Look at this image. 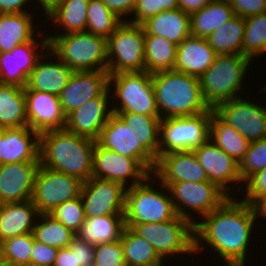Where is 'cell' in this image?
Here are the masks:
<instances>
[{
	"label": "cell",
	"instance_id": "91938a15",
	"mask_svg": "<svg viewBox=\"0 0 266 266\" xmlns=\"http://www.w3.org/2000/svg\"><path fill=\"white\" fill-rule=\"evenodd\" d=\"M0 266H20V265H16L10 261H7V260H0Z\"/></svg>",
	"mask_w": 266,
	"mask_h": 266
},
{
	"label": "cell",
	"instance_id": "b9f144b4",
	"mask_svg": "<svg viewBox=\"0 0 266 266\" xmlns=\"http://www.w3.org/2000/svg\"><path fill=\"white\" fill-rule=\"evenodd\" d=\"M34 237L32 232L3 241V259L20 266H30Z\"/></svg>",
	"mask_w": 266,
	"mask_h": 266
},
{
	"label": "cell",
	"instance_id": "ac0fdd59",
	"mask_svg": "<svg viewBox=\"0 0 266 266\" xmlns=\"http://www.w3.org/2000/svg\"><path fill=\"white\" fill-rule=\"evenodd\" d=\"M108 88L107 71H74L58 95L64 114L67 116L88 100L102 95Z\"/></svg>",
	"mask_w": 266,
	"mask_h": 266
},
{
	"label": "cell",
	"instance_id": "f1b7e54d",
	"mask_svg": "<svg viewBox=\"0 0 266 266\" xmlns=\"http://www.w3.org/2000/svg\"><path fill=\"white\" fill-rule=\"evenodd\" d=\"M32 19L30 12L0 14V53L11 52L16 46L35 39Z\"/></svg>",
	"mask_w": 266,
	"mask_h": 266
},
{
	"label": "cell",
	"instance_id": "9f6ffc18",
	"mask_svg": "<svg viewBox=\"0 0 266 266\" xmlns=\"http://www.w3.org/2000/svg\"><path fill=\"white\" fill-rule=\"evenodd\" d=\"M37 3H40L41 8L43 9L45 15H49L51 11L62 1V0H37Z\"/></svg>",
	"mask_w": 266,
	"mask_h": 266
},
{
	"label": "cell",
	"instance_id": "74e56055",
	"mask_svg": "<svg viewBox=\"0 0 266 266\" xmlns=\"http://www.w3.org/2000/svg\"><path fill=\"white\" fill-rule=\"evenodd\" d=\"M177 45L166 38L145 35V71L153 74L173 70Z\"/></svg>",
	"mask_w": 266,
	"mask_h": 266
},
{
	"label": "cell",
	"instance_id": "6f0895ef",
	"mask_svg": "<svg viewBox=\"0 0 266 266\" xmlns=\"http://www.w3.org/2000/svg\"><path fill=\"white\" fill-rule=\"evenodd\" d=\"M178 8V0H159V13L165 10H173Z\"/></svg>",
	"mask_w": 266,
	"mask_h": 266
},
{
	"label": "cell",
	"instance_id": "d4e9b609",
	"mask_svg": "<svg viewBox=\"0 0 266 266\" xmlns=\"http://www.w3.org/2000/svg\"><path fill=\"white\" fill-rule=\"evenodd\" d=\"M216 56L207 38L190 35L177 45L173 70L200 78L213 64Z\"/></svg>",
	"mask_w": 266,
	"mask_h": 266
},
{
	"label": "cell",
	"instance_id": "7dc6e473",
	"mask_svg": "<svg viewBox=\"0 0 266 266\" xmlns=\"http://www.w3.org/2000/svg\"><path fill=\"white\" fill-rule=\"evenodd\" d=\"M58 248L48 246L34 239L30 266H53Z\"/></svg>",
	"mask_w": 266,
	"mask_h": 266
},
{
	"label": "cell",
	"instance_id": "bcb514c9",
	"mask_svg": "<svg viewBox=\"0 0 266 266\" xmlns=\"http://www.w3.org/2000/svg\"><path fill=\"white\" fill-rule=\"evenodd\" d=\"M246 193L242 201L254 205L266 195V168L252 174L245 182Z\"/></svg>",
	"mask_w": 266,
	"mask_h": 266
},
{
	"label": "cell",
	"instance_id": "4316f807",
	"mask_svg": "<svg viewBox=\"0 0 266 266\" xmlns=\"http://www.w3.org/2000/svg\"><path fill=\"white\" fill-rule=\"evenodd\" d=\"M39 215L32 200L0 204V239L31 233Z\"/></svg>",
	"mask_w": 266,
	"mask_h": 266
},
{
	"label": "cell",
	"instance_id": "83f0119b",
	"mask_svg": "<svg viewBox=\"0 0 266 266\" xmlns=\"http://www.w3.org/2000/svg\"><path fill=\"white\" fill-rule=\"evenodd\" d=\"M145 35L166 38L179 45L190 36V15L181 9L165 10L141 24Z\"/></svg>",
	"mask_w": 266,
	"mask_h": 266
},
{
	"label": "cell",
	"instance_id": "f907efd6",
	"mask_svg": "<svg viewBox=\"0 0 266 266\" xmlns=\"http://www.w3.org/2000/svg\"><path fill=\"white\" fill-rule=\"evenodd\" d=\"M53 266H80L77 258V235L68 247L58 249Z\"/></svg>",
	"mask_w": 266,
	"mask_h": 266
},
{
	"label": "cell",
	"instance_id": "44dd1931",
	"mask_svg": "<svg viewBox=\"0 0 266 266\" xmlns=\"http://www.w3.org/2000/svg\"><path fill=\"white\" fill-rule=\"evenodd\" d=\"M192 151L205 170L208 181L215 183L230 197L231 187L228 184L242 182L239 163L210 140Z\"/></svg>",
	"mask_w": 266,
	"mask_h": 266
},
{
	"label": "cell",
	"instance_id": "f5cc1de1",
	"mask_svg": "<svg viewBox=\"0 0 266 266\" xmlns=\"http://www.w3.org/2000/svg\"><path fill=\"white\" fill-rule=\"evenodd\" d=\"M94 247L77 236V258L80 266L94 265Z\"/></svg>",
	"mask_w": 266,
	"mask_h": 266
},
{
	"label": "cell",
	"instance_id": "816d5d0a",
	"mask_svg": "<svg viewBox=\"0 0 266 266\" xmlns=\"http://www.w3.org/2000/svg\"><path fill=\"white\" fill-rule=\"evenodd\" d=\"M111 11H113L122 21L125 15L131 16L136 0H101Z\"/></svg>",
	"mask_w": 266,
	"mask_h": 266
},
{
	"label": "cell",
	"instance_id": "11a10c76",
	"mask_svg": "<svg viewBox=\"0 0 266 266\" xmlns=\"http://www.w3.org/2000/svg\"><path fill=\"white\" fill-rule=\"evenodd\" d=\"M179 9L191 15L203 7H205L211 0H178Z\"/></svg>",
	"mask_w": 266,
	"mask_h": 266
},
{
	"label": "cell",
	"instance_id": "d6986e66",
	"mask_svg": "<svg viewBox=\"0 0 266 266\" xmlns=\"http://www.w3.org/2000/svg\"><path fill=\"white\" fill-rule=\"evenodd\" d=\"M110 90V91H109ZM111 89L102 95L88 100L66 116L65 129L75 135L97 140L102 128L107 123L112 109L109 107Z\"/></svg>",
	"mask_w": 266,
	"mask_h": 266
},
{
	"label": "cell",
	"instance_id": "e575fe53",
	"mask_svg": "<svg viewBox=\"0 0 266 266\" xmlns=\"http://www.w3.org/2000/svg\"><path fill=\"white\" fill-rule=\"evenodd\" d=\"M126 266H164L153 246L130 228L124 227L120 236Z\"/></svg>",
	"mask_w": 266,
	"mask_h": 266
},
{
	"label": "cell",
	"instance_id": "5b68a950",
	"mask_svg": "<svg viewBox=\"0 0 266 266\" xmlns=\"http://www.w3.org/2000/svg\"><path fill=\"white\" fill-rule=\"evenodd\" d=\"M249 58L238 54H218L213 64L199 78L201 94L210 109L240 97L249 65Z\"/></svg>",
	"mask_w": 266,
	"mask_h": 266
},
{
	"label": "cell",
	"instance_id": "8d00e7d4",
	"mask_svg": "<svg viewBox=\"0 0 266 266\" xmlns=\"http://www.w3.org/2000/svg\"><path fill=\"white\" fill-rule=\"evenodd\" d=\"M89 0H62L49 15L51 22L57 23L64 34L84 32L87 26V8Z\"/></svg>",
	"mask_w": 266,
	"mask_h": 266
},
{
	"label": "cell",
	"instance_id": "ffe728a7",
	"mask_svg": "<svg viewBox=\"0 0 266 266\" xmlns=\"http://www.w3.org/2000/svg\"><path fill=\"white\" fill-rule=\"evenodd\" d=\"M153 174L167 188L174 182L208 181L193 151H173L160 155Z\"/></svg>",
	"mask_w": 266,
	"mask_h": 266
},
{
	"label": "cell",
	"instance_id": "9a60e30c",
	"mask_svg": "<svg viewBox=\"0 0 266 266\" xmlns=\"http://www.w3.org/2000/svg\"><path fill=\"white\" fill-rule=\"evenodd\" d=\"M237 97L219 104L214 111L250 143L266 138L263 106Z\"/></svg>",
	"mask_w": 266,
	"mask_h": 266
},
{
	"label": "cell",
	"instance_id": "f546056e",
	"mask_svg": "<svg viewBox=\"0 0 266 266\" xmlns=\"http://www.w3.org/2000/svg\"><path fill=\"white\" fill-rule=\"evenodd\" d=\"M235 15L228 0H211L205 7L190 15V35L208 38Z\"/></svg>",
	"mask_w": 266,
	"mask_h": 266
},
{
	"label": "cell",
	"instance_id": "5bb4252c",
	"mask_svg": "<svg viewBox=\"0 0 266 266\" xmlns=\"http://www.w3.org/2000/svg\"><path fill=\"white\" fill-rule=\"evenodd\" d=\"M125 193L126 188L118 182L91 177L81 190L85 217L124 215Z\"/></svg>",
	"mask_w": 266,
	"mask_h": 266
},
{
	"label": "cell",
	"instance_id": "94428289",
	"mask_svg": "<svg viewBox=\"0 0 266 266\" xmlns=\"http://www.w3.org/2000/svg\"><path fill=\"white\" fill-rule=\"evenodd\" d=\"M3 259V241L0 239V260Z\"/></svg>",
	"mask_w": 266,
	"mask_h": 266
},
{
	"label": "cell",
	"instance_id": "e0dca14e",
	"mask_svg": "<svg viewBox=\"0 0 266 266\" xmlns=\"http://www.w3.org/2000/svg\"><path fill=\"white\" fill-rule=\"evenodd\" d=\"M44 36L41 42L34 39L31 42L16 46L11 52L0 53L1 84L26 86L31 70L43 56L41 51L43 52V49L44 51L45 49H49V40L46 35ZM39 47L41 51L38 49Z\"/></svg>",
	"mask_w": 266,
	"mask_h": 266
},
{
	"label": "cell",
	"instance_id": "3957f363",
	"mask_svg": "<svg viewBox=\"0 0 266 266\" xmlns=\"http://www.w3.org/2000/svg\"><path fill=\"white\" fill-rule=\"evenodd\" d=\"M151 80L161 119L195 116L210 110L201 94L199 78L168 70L151 74Z\"/></svg>",
	"mask_w": 266,
	"mask_h": 266
},
{
	"label": "cell",
	"instance_id": "8992f818",
	"mask_svg": "<svg viewBox=\"0 0 266 266\" xmlns=\"http://www.w3.org/2000/svg\"><path fill=\"white\" fill-rule=\"evenodd\" d=\"M152 175L126 188L124 224L165 222L177 216L169 189L161 182L157 184L160 185L159 189H167L168 195L154 189L151 183L156 180H153Z\"/></svg>",
	"mask_w": 266,
	"mask_h": 266
},
{
	"label": "cell",
	"instance_id": "603a6c76",
	"mask_svg": "<svg viewBox=\"0 0 266 266\" xmlns=\"http://www.w3.org/2000/svg\"><path fill=\"white\" fill-rule=\"evenodd\" d=\"M40 134L28 126L0 129V165L40 162Z\"/></svg>",
	"mask_w": 266,
	"mask_h": 266
},
{
	"label": "cell",
	"instance_id": "484cf974",
	"mask_svg": "<svg viewBox=\"0 0 266 266\" xmlns=\"http://www.w3.org/2000/svg\"><path fill=\"white\" fill-rule=\"evenodd\" d=\"M47 51V53L43 52L45 55L37 61L31 70L24 90H36L58 96L74 71L62 63L51 51L49 52V49ZM50 54L57 60L54 62L49 59L46 62L42 60L44 57H50Z\"/></svg>",
	"mask_w": 266,
	"mask_h": 266
},
{
	"label": "cell",
	"instance_id": "2e32d148",
	"mask_svg": "<svg viewBox=\"0 0 266 266\" xmlns=\"http://www.w3.org/2000/svg\"><path fill=\"white\" fill-rule=\"evenodd\" d=\"M96 143L102 148L136 159L153 174L156 160L136 141L133 130L117 114L110 115Z\"/></svg>",
	"mask_w": 266,
	"mask_h": 266
},
{
	"label": "cell",
	"instance_id": "8fae6325",
	"mask_svg": "<svg viewBox=\"0 0 266 266\" xmlns=\"http://www.w3.org/2000/svg\"><path fill=\"white\" fill-rule=\"evenodd\" d=\"M168 189L177 215L193 224L196 221L191 217L193 215L187 211L192 209V212L195 211L194 213L199 214L202 218L217 209L229 197L215 183L210 181L174 182Z\"/></svg>",
	"mask_w": 266,
	"mask_h": 266
},
{
	"label": "cell",
	"instance_id": "4fadbf2b",
	"mask_svg": "<svg viewBox=\"0 0 266 266\" xmlns=\"http://www.w3.org/2000/svg\"><path fill=\"white\" fill-rule=\"evenodd\" d=\"M151 174L134 158L123 156L95 143L92 160V177L118 182L125 188L132 178V187L143 182ZM127 184V185H126Z\"/></svg>",
	"mask_w": 266,
	"mask_h": 266
},
{
	"label": "cell",
	"instance_id": "ee69618b",
	"mask_svg": "<svg viewBox=\"0 0 266 266\" xmlns=\"http://www.w3.org/2000/svg\"><path fill=\"white\" fill-rule=\"evenodd\" d=\"M266 168V138L251 142L243 159L239 162V174L245 182L252 174Z\"/></svg>",
	"mask_w": 266,
	"mask_h": 266
},
{
	"label": "cell",
	"instance_id": "ba28073f",
	"mask_svg": "<svg viewBox=\"0 0 266 266\" xmlns=\"http://www.w3.org/2000/svg\"><path fill=\"white\" fill-rule=\"evenodd\" d=\"M124 225L147 240L163 260L167 255L195 253L194 224L179 215L165 222Z\"/></svg>",
	"mask_w": 266,
	"mask_h": 266
},
{
	"label": "cell",
	"instance_id": "7c38bea8",
	"mask_svg": "<svg viewBox=\"0 0 266 266\" xmlns=\"http://www.w3.org/2000/svg\"><path fill=\"white\" fill-rule=\"evenodd\" d=\"M83 181L40 164L32 194L39 214H51L60 204L81 196Z\"/></svg>",
	"mask_w": 266,
	"mask_h": 266
},
{
	"label": "cell",
	"instance_id": "1f68e13d",
	"mask_svg": "<svg viewBox=\"0 0 266 266\" xmlns=\"http://www.w3.org/2000/svg\"><path fill=\"white\" fill-rule=\"evenodd\" d=\"M124 227V215H103L86 218L76 235L96 246L119 240Z\"/></svg>",
	"mask_w": 266,
	"mask_h": 266
},
{
	"label": "cell",
	"instance_id": "7402d4cb",
	"mask_svg": "<svg viewBox=\"0 0 266 266\" xmlns=\"http://www.w3.org/2000/svg\"><path fill=\"white\" fill-rule=\"evenodd\" d=\"M28 127L39 134L64 129L66 115L57 95L36 90H24Z\"/></svg>",
	"mask_w": 266,
	"mask_h": 266
},
{
	"label": "cell",
	"instance_id": "7a4b0ae2",
	"mask_svg": "<svg viewBox=\"0 0 266 266\" xmlns=\"http://www.w3.org/2000/svg\"><path fill=\"white\" fill-rule=\"evenodd\" d=\"M96 141L64 129L40 133V164L86 182L92 177Z\"/></svg>",
	"mask_w": 266,
	"mask_h": 266
},
{
	"label": "cell",
	"instance_id": "c3c4849f",
	"mask_svg": "<svg viewBox=\"0 0 266 266\" xmlns=\"http://www.w3.org/2000/svg\"><path fill=\"white\" fill-rule=\"evenodd\" d=\"M236 15L243 18L266 12V0H228Z\"/></svg>",
	"mask_w": 266,
	"mask_h": 266
},
{
	"label": "cell",
	"instance_id": "6da1fadb",
	"mask_svg": "<svg viewBox=\"0 0 266 266\" xmlns=\"http://www.w3.org/2000/svg\"><path fill=\"white\" fill-rule=\"evenodd\" d=\"M228 197L217 209L194 224V251L211 246L227 266H245L255 220L253 205ZM204 220V221H203ZM203 240V241H202ZM205 242V244H202Z\"/></svg>",
	"mask_w": 266,
	"mask_h": 266
},
{
	"label": "cell",
	"instance_id": "f35d334b",
	"mask_svg": "<svg viewBox=\"0 0 266 266\" xmlns=\"http://www.w3.org/2000/svg\"><path fill=\"white\" fill-rule=\"evenodd\" d=\"M32 234L35 240L58 249L66 248L76 236L50 214H40Z\"/></svg>",
	"mask_w": 266,
	"mask_h": 266
},
{
	"label": "cell",
	"instance_id": "db71d44e",
	"mask_svg": "<svg viewBox=\"0 0 266 266\" xmlns=\"http://www.w3.org/2000/svg\"><path fill=\"white\" fill-rule=\"evenodd\" d=\"M29 1L32 0H0V14L4 13H26L24 9Z\"/></svg>",
	"mask_w": 266,
	"mask_h": 266
},
{
	"label": "cell",
	"instance_id": "30bf717a",
	"mask_svg": "<svg viewBox=\"0 0 266 266\" xmlns=\"http://www.w3.org/2000/svg\"><path fill=\"white\" fill-rule=\"evenodd\" d=\"M214 109L195 116L160 120L159 156L173 151H192L209 140Z\"/></svg>",
	"mask_w": 266,
	"mask_h": 266
},
{
	"label": "cell",
	"instance_id": "4dcf8cb0",
	"mask_svg": "<svg viewBox=\"0 0 266 266\" xmlns=\"http://www.w3.org/2000/svg\"><path fill=\"white\" fill-rule=\"evenodd\" d=\"M28 126L24 87L0 83V129Z\"/></svg>",
	"mask_w": 266,
	"mask_h": 266
},
{
	"label": "cell",
	"instance_id": "681fc988",
	"mask_svg": "<svg viewBox=\"0 0 266 266\" xmlns=\"http://www.w3.org/2000/svg\"><path fill=\"white\" fill-rule=\"evenodd\" d=\"M159 14V0H136L132 15L133 19L125 21L133 24H142L148 18Z\"/></svg>",
	"mask_w": 266,
	"mask_h": 266
},
{
	"label": "cell",
	"instance_id": "60d3db41",
	"mask_svg": "<svg viewBox=\"0 0 266 266\" xmlns=\"http://www.w3.org/2000/svg\"><path fill=\"white\" fill-rule=\"evenodd\" d=\"M266 51V12L245 18L242 55L251 61Z\"/></svg>",
	"mask_w": 266,
	"mask_h": 266
},
{
	"label": "cell",
	"instance_id": "52a82bcc",
	"mask_svg": "<svg viewBox=\"0 0 266 266\" xmlns=\"http://www.w3.org/2000/svg\"><path fill=\"white\" fill-rule=\"evenodd\" d=\"M112 85V98L119 101V104L112 107V113L159 116L150 73L142 71L109 74L110 89Z\"/></svg>",
	"mask_w": 266,
	"mask_h": 266
},
{
	"label": "cell",
	"instance_id": "836d02e7",
	"mask_svg": "<svg viewBox=\"0 0 266 266\" xmlns=\"http://www.w3.org/2000/svg\"><path fill=\"white\" fill-rule=\"evenodd\" d=\"M209 140L239 163L246 154L250 142L215 111L210 118Z\"/></svg>",
	"mask_w": 266,
	"mask_h": 266
},
{
	"label": "cell",
	"instance_id": "6125c7cd",
	"mask_svg": "<svg viewBox=\"0 0 266 266\" xmlns=\"http://www.w3.org/2000/svg\"><path fill=\"white\" fill-rule=\"evenodd\" d=\"M263 113H264V117H265V120H266V106H263Z\"/></svg>",
	"mask_w": 266,
	"mask_h": 266
},
{
	"label": "cell",
	"instance_id": "7bdbcfd3",
	"mask_svg": "<svg viewBox=\"0 0 266 266\" xmlns=\"http://www.w3.org/2000/svg\"><path fill=\"white\" fill-rule=\"evenodd\" d=\"M50 215L77 234L86 220L81 196L60 204Z\"/></svg>",
	"mask_w": 266,
	"mask_h": 266
},
{
	"label": "cell",
	"instance_id": "cb8c5ba5",
	"mask_svg": "<svg viewBox=\"0 0 266 266\" xmlns=\"http://www.w3.org/2000/svg\"><path fill=\"white\" fill-rule=\"evenodd\" d=\"M40 162L0 165V204L31 200Z\"/></svg>",
	"mask_w": 266,
	"mask_h": 266
},
{
	"label": "cell",
	"instance_id": "9c48e42d",
	"mask_svg": "<svg viewBox=\"0 0 266 266\" xmlns=\"http://www.w3.org/2000/svg\"><path fill=\"white\" fill-rule=\"evenodd\" d=\"M109 74L145 71V30L123 21L107 38Z\"/></svg>",
	"mask_w": 266,
	"mask_h": 266
},
{
	"label": "cell",
	"instance_id": "f6af8a7d",
	"mask_svg": "<svg viewBox=\"0 0 266 266\" xmlns=\"http://www.w3.org/2000/svg\"><path fill=\"white\" fill-rule=\"evenodd\" d=\"M95 266H126L124 249L120 239L110 243H101L94 247Z\"/></svg>",
	"mask_w": 266,
	"mask_h": 266
},
{
	"label": "cell",
	"instance_id": "277c9868",
	"mask_svg": "<svg viewBox=\"0 0 266 266\" xmlns=\"http://www.w3.org/2000/svg\"><path fill=\"white\" fill-rule=\"evenodd\" d=\"M46 35L49 51L73 71L108 70L107 38L87 31Z\"/></svg>",
	"mask_w": 266,
	"mask_h": 266
},
{
	"label": "cell",
	"instance_id": "680465c9",
	"mask_svg": "<svg viewBox=\"0 0 266 266\" xmlns=\"http://www.w3.org/2000/svg\"><path fill=\"white\" fill-rule=\"evenodd\" d=\"M257 217H264L266 219V195L259 199L254 205Z\"/></svg>",
	"mask_w": 266,
	"mask_h": 266
},
{
	"label": "cell",
	"instance_id": "d6a6232c",
	"mask_svg": "<svg viewBox=\"0 0 266 266\" xmlns=\"http://www.w3.org/2000/svg\"><path fill=\"white\" fill-rule=\"evenodd\" d=\"M133 130L136 141L155 159L159 158L160 116L115 113Z\"/></svg>",
	"mask_w": 266,
	"mask_h": 266
},
{
	"label": "cell",
	"instance_id": "d590c367",
	"mask_svg": "<svg viewBox=\"0 0 266 266\" xmlns=\"http://www.w3.org/2000/svg\"><path fill=\"white\" fill-rule=\"evenodd\" d=\"M245 18L235 15L218 27L207 38L211 48L218 54L242 55Z\"/></svg>",
	"mask_w": 266,
	"mask_h": 266
},
{
	"label": "cell",
	"instance_id": "ab89813d",
	"mask_svg": "<svg viewBox=\"0 0 266 266\" xmlns=\"http://www.w3.org/2000/svg\"><path fill=\"white\" fill-rule=\"evenodd\" d=\"M123 21L101 0H89L86 31L108 38Z\"/></svg>",
	"mask_w": 266,
	"mask_h": 266
}]
</instances>
